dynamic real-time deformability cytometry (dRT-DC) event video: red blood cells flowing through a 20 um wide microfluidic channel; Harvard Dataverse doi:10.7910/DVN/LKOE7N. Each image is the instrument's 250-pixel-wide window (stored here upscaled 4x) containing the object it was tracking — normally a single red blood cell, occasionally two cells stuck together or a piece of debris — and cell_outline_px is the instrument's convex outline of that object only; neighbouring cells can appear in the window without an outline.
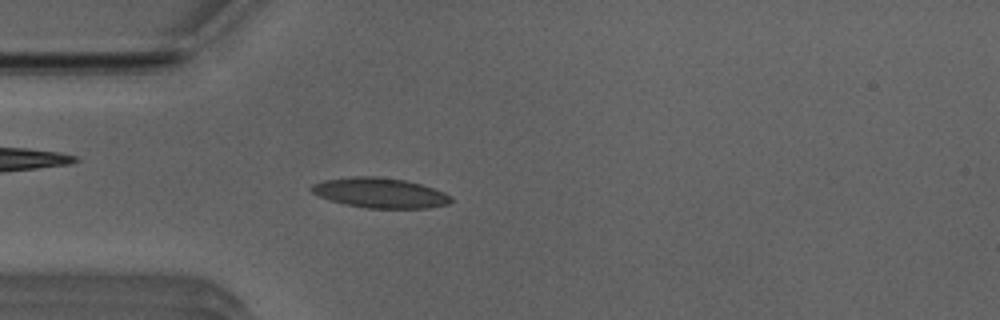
{"species": "Egyptian fruit bat (a non-hibernating species)", "species_latin": "Rousettus aegyptiacus", "temperature_condition": "room temperature", "stored_images_in_passage": 44, "camera_frame_rate_fps": 3000, "um_per_image_px": 0.085, "animal": {"sex": "male"}, "frame": {"image": 1, "passage_image": 7, "time_ms": 2.0, "image_size_px": [1000, 320], "cell_outline_px": [[452, 200], [448, 204], [428, 208], [364, 208], [344, 204], [328, 200], [312, 192], [308, 188], [312, 184], [324, 180], [352, 176], [376, 176], [404, 180], [420, 184], [444, 192], [452, 196]], "centroid_in_image_um": [32.27, 16.39], "position_along_channel_um": 52.7, "area_um2": 24.51}}
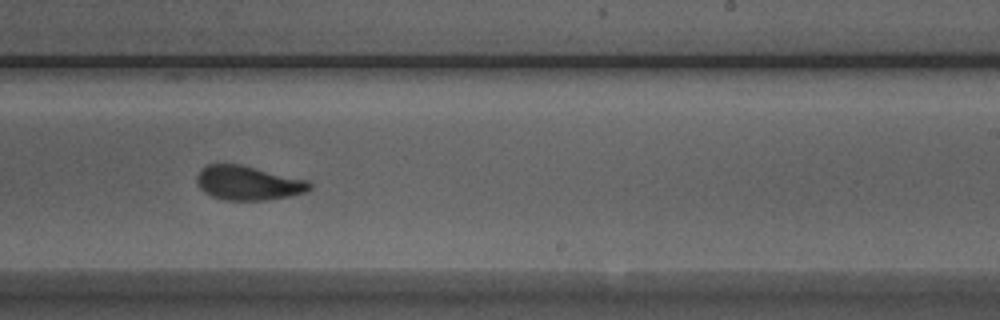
{"frame": {"image": 2, "passage_image": 24, "time_ms": 7.667, "image_size_px": [1000, 320], "cell_outline_px": [[312, 188], [308, 192], [292, 196], [264, 200], [224, 200], [212, 196], [204, 192], [200, 188], [196, 180], [196, 176], [200, 168], [208, 164], [240, 164], [308, 180], [312, 184]], "centroid_in_image_um": [21.1, 15.55], "position_along_channel_um": 267.9, "area_um2": 22.72}}
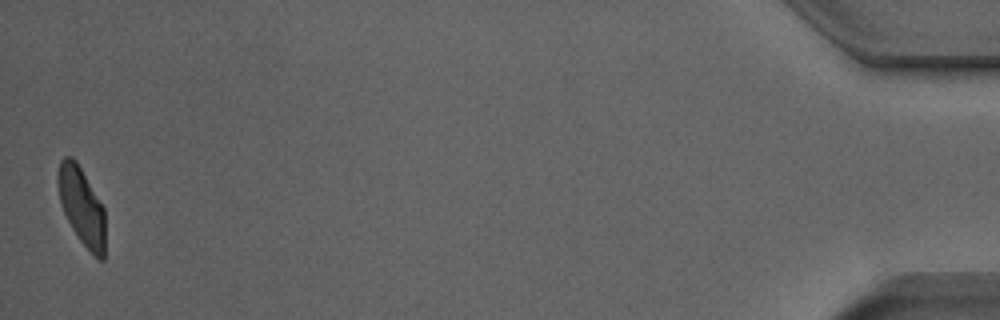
{"frame": {"image": 3, "passage_image": 44, "time_ms": 14.333, "image_size_px": [1000, 320], "cell_outline_px": [[104, 260], [100, 260], [80, 240], [72, 228], [60, 204], [56, 180], [56, 172], [60, 160], [64, 156], [72, 156], [76, 160], [104, 208]], "centroid_in_image_um": [6.9, 17.46], "position_along_channel_um": 428.3, "area_um2": 21.27}, "authors_computed_cell_mechanics": {"area_um2": 22.7154, "velocity_mm_per_s": 3.9174, "shape_relaxation_time_tau1_ms": 3.1049, "shape_relaxation_time_tau2_ms": 1.0539, "deformation_change_tau1": 0.1308, "deformation_change_tau2": 0.0806}}